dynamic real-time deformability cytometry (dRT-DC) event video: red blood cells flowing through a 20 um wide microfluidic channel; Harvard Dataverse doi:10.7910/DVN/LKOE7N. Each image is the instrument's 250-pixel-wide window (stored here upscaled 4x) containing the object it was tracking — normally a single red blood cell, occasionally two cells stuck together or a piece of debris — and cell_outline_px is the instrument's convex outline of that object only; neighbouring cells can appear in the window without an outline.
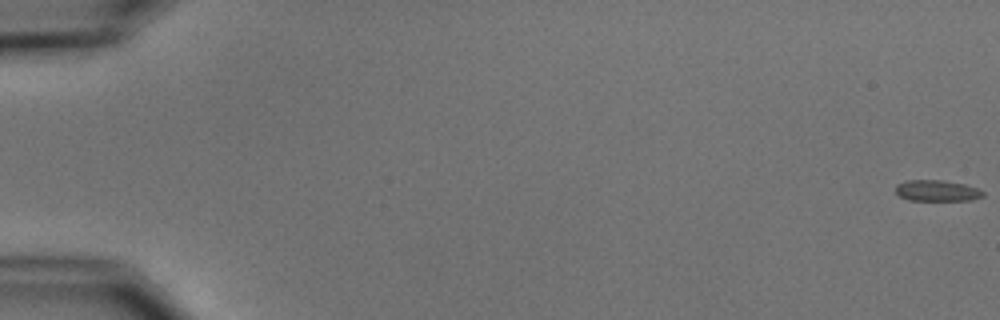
{"species": "common noctule bat (a hibernating species)", "species_latin": "Nyctalus noctula", "temperature_condition": "cold", "stored_images_in_passage": 4, "camera_frame_rate_fps": 3000, "um_per_image_px": 0.085, "animal": {"sex": "male", "body_mass_g": 15.6}, "frame": {"image": 1, "passage_image": 1, "time_ms": 0.0, "image_size_px": [1000, 320], "cell_outline_px": [[984, 196], [972, 200], [908, 200], [900, 196], [896, 192], [896, 184], [908, 180], [940, 180], [964, 184], [976, 188], [984, 192]], "centroid_in_image_um": [79.64, 16.21], "position_along_channel_um": 5.4, "area_um2": 10.64}}